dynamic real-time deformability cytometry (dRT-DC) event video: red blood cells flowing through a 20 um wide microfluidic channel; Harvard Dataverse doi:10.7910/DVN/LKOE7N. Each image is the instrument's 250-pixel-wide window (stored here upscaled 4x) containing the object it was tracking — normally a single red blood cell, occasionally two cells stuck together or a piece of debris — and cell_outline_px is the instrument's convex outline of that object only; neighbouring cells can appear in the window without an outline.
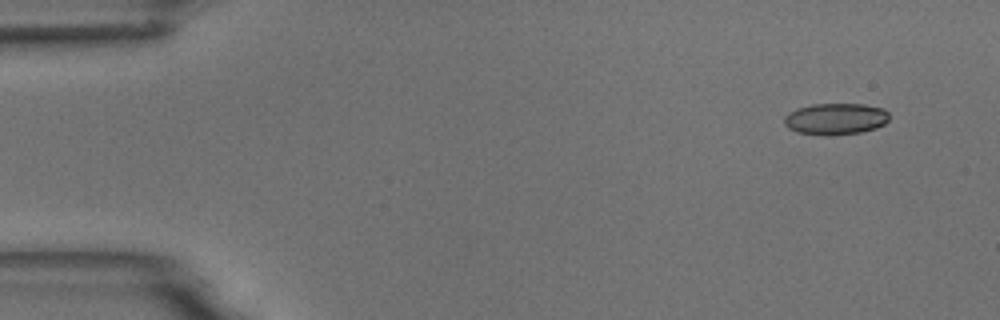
{"species": "common noctule bat (a hibernating species)", "species_latin": "Nyctalus noctula", "temperature_condition": "room temperature", "stored_images_in_passage": 5, "camera_frame_rate_fps": 3000, "um_per_image_px": 0.085, "animal": {"sex": "male", "body_mass_g": 18.8}, "frame": {"image": 1, "passage_image": 1, "time_ms": 0.0, "image_size_px": [1000, 320], "cell_outline_px": [[888, 120], [884, 124], [876, 128], [860, 132], [824, 136], [796, 132], [788, 128], [784, 124], [784, 116], [796, 108], [812, 104], [864, 104], [884, 108], [888, 112]], "centroid_in_image_um": [71.0, 10.1], "position_along_channel_um": 14.0, "area_um2": 19.42}}
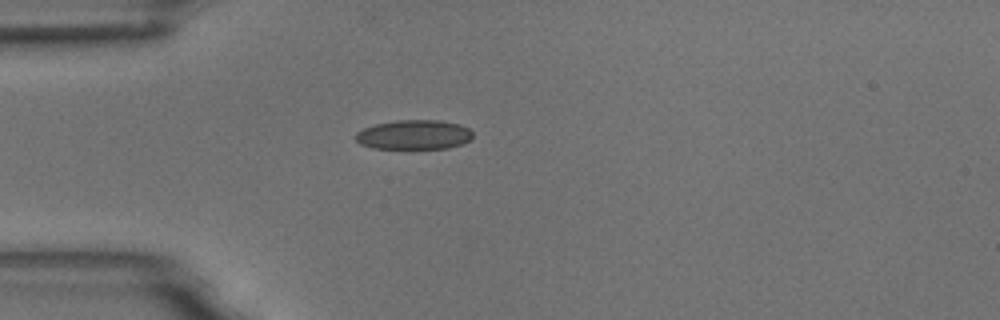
{"frame": {"image": 2, "passage_image": 4, "time_ms": 3.667, "image_size_px": [1000, 320], "cell_outline_px": [[472, 140], [464, 144], [448, 148], [372, 148], [360, 144], [356, 140], [356, 132], [364, 128], [376, 124], [396, 120], [440, 120], [460, 124], [468, 128], [472, 132]], "centroid_in_image_um": [35.22, 11.45], "position_along_channel_um": 49.8, "area_um2": 20.23}}